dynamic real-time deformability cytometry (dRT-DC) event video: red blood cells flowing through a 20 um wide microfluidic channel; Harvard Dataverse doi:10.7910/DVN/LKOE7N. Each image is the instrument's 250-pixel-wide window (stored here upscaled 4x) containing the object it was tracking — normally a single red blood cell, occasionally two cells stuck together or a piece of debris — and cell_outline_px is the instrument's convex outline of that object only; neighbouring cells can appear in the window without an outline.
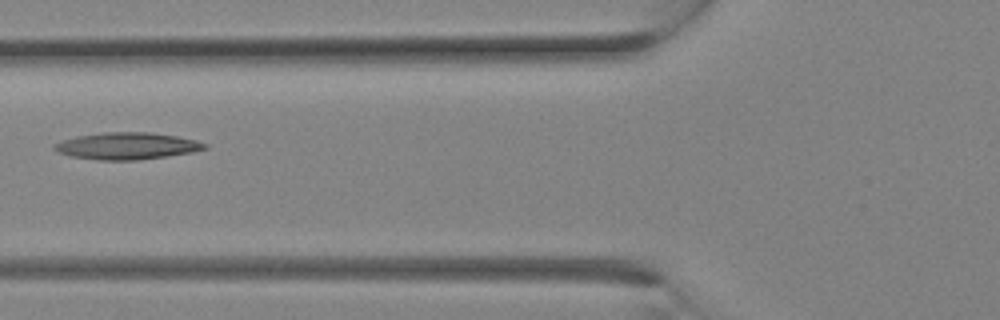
{"species": "Egyptian fruit bat (a non-hibernating species)", "species_latin": "Rousettus aegyptiacus", "temperature_condition": "room temperature", "stored_images_in_passage": 10, "camera_frame_rate_fps": 3000, "um_per_image_px": 0.085, "animal": {"sex": "female"}, "frame": {"image": 1, "passage_image": 9, "time_ms": 2.667, "image_size_px": [1000, 320], "cell_outline_px": [[208, 148], [192, 152], [136, 160], [96, 160], [72, 156], [60, 152], [52, 148], [52, 144], [76, 136], [104, 132], [148, 132], [176, 136], [196, 140], [208, 144]], "centroid_in_image_um": [10.79, 12.4], "position_along_channel_um": 115.0, "area_um2": 23.41}}